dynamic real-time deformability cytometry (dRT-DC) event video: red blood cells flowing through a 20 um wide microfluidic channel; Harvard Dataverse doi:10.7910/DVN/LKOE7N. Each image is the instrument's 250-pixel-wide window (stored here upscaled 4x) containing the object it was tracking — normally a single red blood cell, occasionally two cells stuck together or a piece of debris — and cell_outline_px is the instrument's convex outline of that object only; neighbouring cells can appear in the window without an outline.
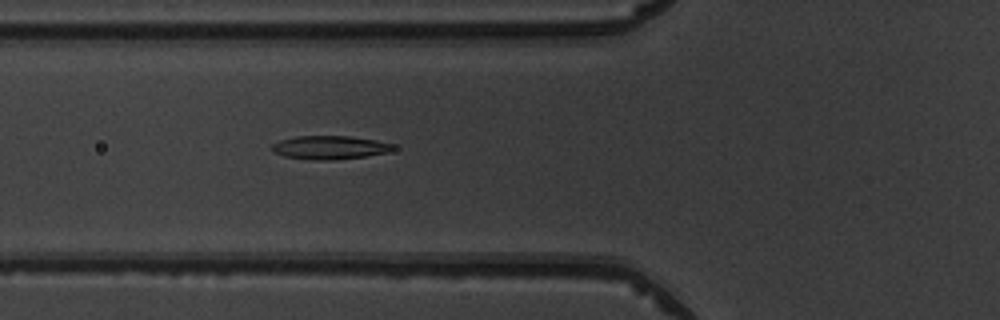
{"species": "common noctule bat (a hibernating species)", "species_latin": "Nyctalus noctula", "temperature_condition": "warm", "stored_images_in_passage": 41, "camera_frame_rate_fps": 3000, "um_per_image_px": 0.085, "animal": {"sex": "male", "body_mass_g": 19.5, "forearm_length_mm": 54.6}, "frame": {"image": 1, "passage_image": 9, "time_ms": 2.667, "image_size_px": [1000, 320], "cell_outline_px": [[396, 148], [388, 152], [368, 156], [332, 160], [312, 160], [284, 156], [272, 152], [268, 148], [272, 144], [280, 140], [296, 136], [348, 136], [376, 140], [396, 144]], "centroid_in_image_um": [28.02, 12.54], "position_along_channel_um": 97.8, "area_um2": 16.88}}
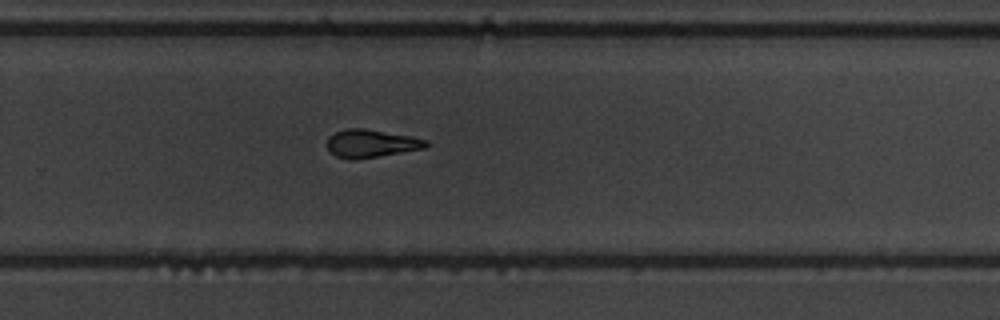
{"frame": {"image": 2, "passage_image": 24, "time_ms": 7.667, "image_size_px": [1000, 320], "cell_outline_px": [[432, 144], [424, 148], [352, 160], [348, 160], [336, 156], [328, 148], [328, 136], [344, 128], [364, 128], [412, 136], [428, 140]], "centroid_in_image_um": [31.56, 12.18], "position_along_channel_um": 298.2, "area_um2": 16.07}}
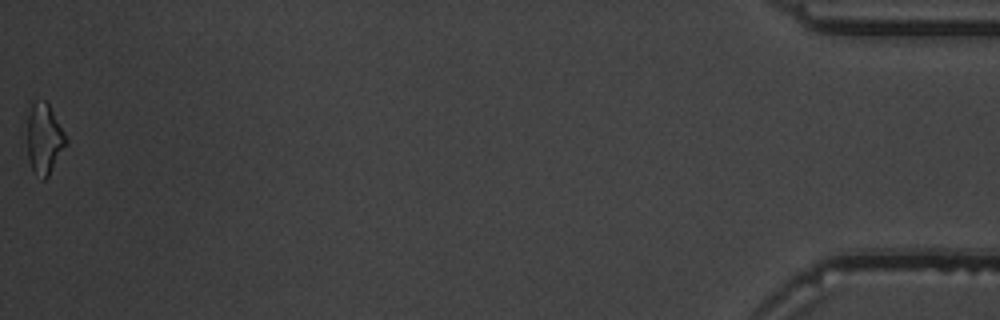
{"frame": {"image": 3, "passage_image": 41, "time_ms": 13.333, "image_size_px": [1000, 320], "cell_outline_px": [[68, 144], [48, 176], [44, 180], [32, 168], [28, 160], [28, 116], [32, 104], [36, 100], [44, 100], [48, 104], [64, 132], [68, 140]], "centroid_in_image_um": [3.78, 11.8], "position_along_channel_um": 431.4, "area_um2": 15.66}, "authors_computed_cell_mechanics": {"area_um2": 16.4152, "velocity_mm_per_s": 4.0211, "shape_relaxation_time_tau1_ms": 7.9223, "shape_relaxation_time_tau2_ms": 2.5695, "deformation_change_tau1": 0.2211, "deformation_change_tau2": 0.11}}